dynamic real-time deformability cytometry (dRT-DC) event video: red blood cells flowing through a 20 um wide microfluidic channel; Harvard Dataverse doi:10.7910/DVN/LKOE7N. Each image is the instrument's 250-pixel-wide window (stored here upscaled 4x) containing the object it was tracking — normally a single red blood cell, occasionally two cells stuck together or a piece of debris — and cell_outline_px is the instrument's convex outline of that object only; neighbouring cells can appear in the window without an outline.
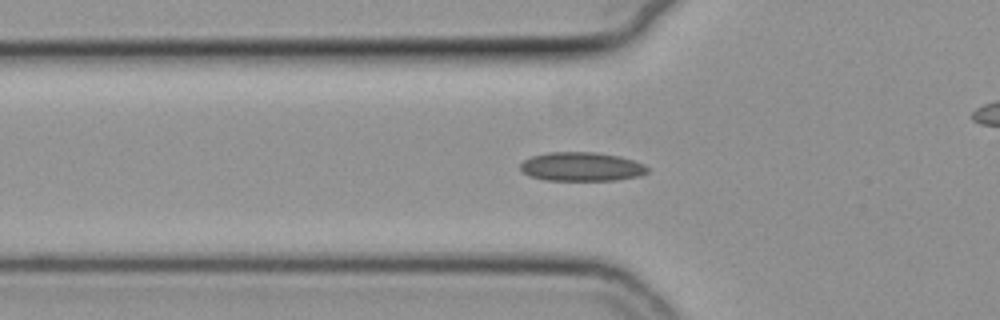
{"species": "common noctule bat (a hibernating species)", "species_latin": "Nyctalus noctula", "temperature_condition": "cold", "stored_images_in_passage": 56, "camera_frame_rate_fps": 3000, "um_per_image_px": 0.085, "animal": {"sex": "female", "body_mass_g": 19.3, "forearm_length_mm": 54.1}, "frame": {"image": 1, "passage_image": 19, "time_ms": 6.0, "image_size_px": [1000, 320], "cell_outline_px": [[648, 172], [640, 176], [616, 180], [544, 180], [528, 176], [520, 168], [520, 164], [524, 160], [532, 156], [548, 152], [596, 152], [620, 156], [644, 164], [648, 168]], "centroid_in_image_um": [49.43, 14.17], "position_along_channel_um": 76.4, "area_um2": 21.5}}
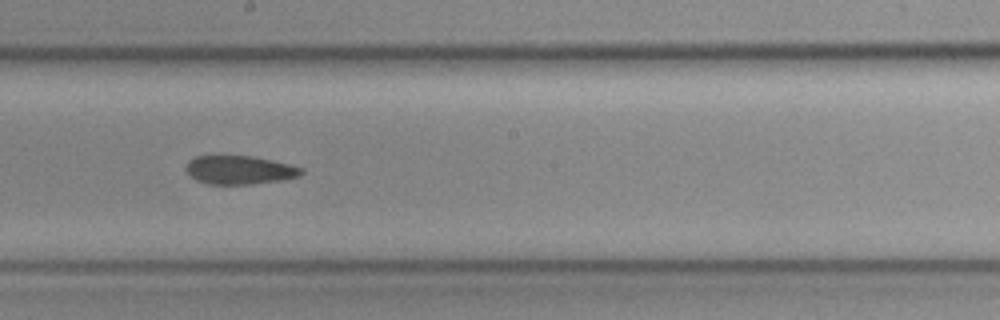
{"frame": {"image": 2, "passage_image": 31, "time_ms": 10.0, "image_size_px": [1000, 320], "cell_outline_px": [[304, 172], [300, 176], [280, 180], [252, 184], [208, 184], [196, 180], [184, 168], [188, 160], [196, 156], [248, 156], [272, 160], [304, 168]], "centroid_in_image_um": [20.36, 14.45], "position_along_channel_um": 227.8, "area_um2": 19.13}}
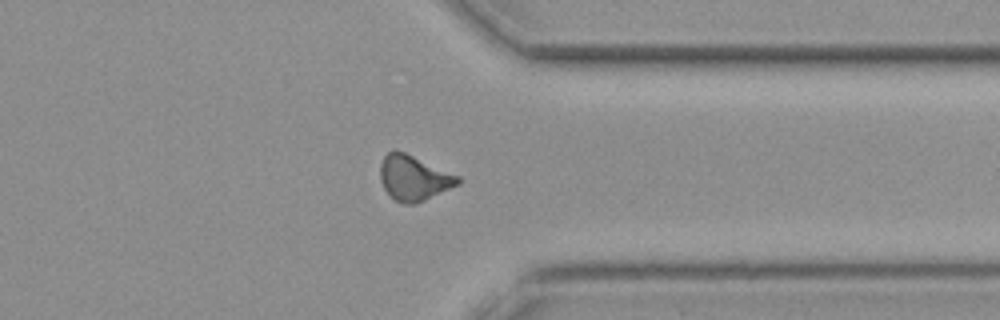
{"frame": {"image": 3, "passage_image": 43, "time_ms": 14.0, "image_size_px": [1000, 320], "cell_outline_px": [[460, 184], [416, 204], [404, 204], [396, 200], [384, 188], [380, 180], [380, 164], [384, 156], [388, 152], [396, 148], [460, 176]], "centroid_in_image_um": [35.17, 15.11], "position_along_channel_um": 376.2, "area_um2": 20.52}, "authors_computed_cell_mechanics": {"area_um2": 20.3745, "velocity_mm_per_s": 3.7832, "shape_relaxation_time_tau1_ms": null, "shape_relaxation_time_tau2_ms": 5.44, "deformation_change_tau1": null, "deformation_change_tau2": 0.0908}}